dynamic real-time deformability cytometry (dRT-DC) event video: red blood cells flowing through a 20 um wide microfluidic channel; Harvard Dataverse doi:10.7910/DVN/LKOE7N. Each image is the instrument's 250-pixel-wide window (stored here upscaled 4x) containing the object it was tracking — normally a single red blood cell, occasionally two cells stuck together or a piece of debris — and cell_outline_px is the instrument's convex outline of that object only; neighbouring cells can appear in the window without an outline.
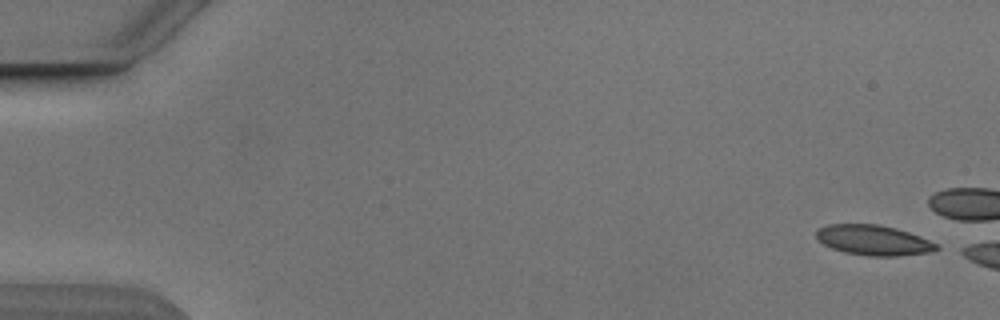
{"species": "Egyptian fruit bat (a non-hibernating species)", "species_latin": "Rousettus aegyptiacus", "temperature_condition": "cold", "stored_images_in_passage": 3, "camera_frame_rate_fps": 3000, "um_per_image_px": 0.085, "animal": {"sex": "male"}, "frame": {"image": 1, "passage_image": 1, "time_ms": 0.0, "image_size_px": [1000, 320], "cell_outline_px": [[940, 248], [928, 252], [896, 256], [868, 256], [844, 252], [832, 248], [824, 244], [816, 236], [816, 232], [820, 228], [828, 224], [880, 224], [896, 228], [920, 236], [940, 244]], "centroid_in_image_um": [74.28, 20.41], "position_along_channel_um": 10.7, "area_um2": 21.1}}